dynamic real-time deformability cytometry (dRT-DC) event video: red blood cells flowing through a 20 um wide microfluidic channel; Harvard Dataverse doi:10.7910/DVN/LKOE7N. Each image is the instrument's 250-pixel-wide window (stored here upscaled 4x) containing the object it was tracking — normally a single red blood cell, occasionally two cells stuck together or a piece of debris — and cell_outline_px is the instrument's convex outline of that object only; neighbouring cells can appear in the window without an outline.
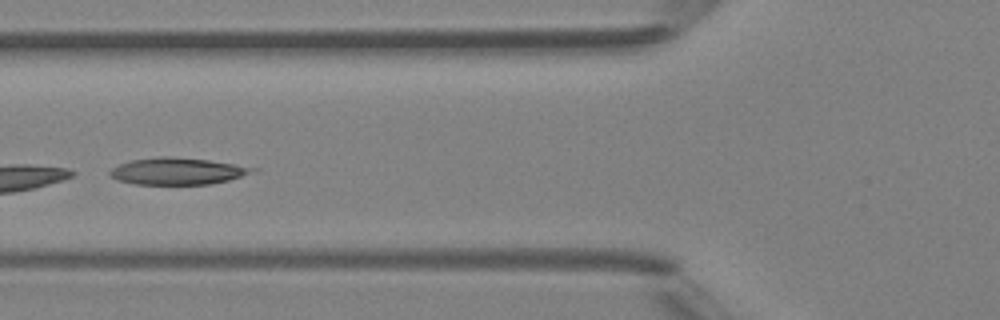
{"species": "Egyptian fruit bat (a non-hibernating species)", "species_latin": "Rousettus aegyptiacus", "temperature_condition": "room temperature", "stored_images_in_passage": 5, "camera_frame_rate_fps": 3000, "um_per_image_px": 0.085, "animal": {"sex": "female"}, "frame": {"image": 1, "passage_image": 5, "time_ms": 4.333, "image_size_px": [1000, 320], "cell_outline_px": [[260, 168], [256, 172], [228, 180], [212, 184], [136, 184], [120, 180], [112, 176], [108, 172], [112, 168], [120, 164], [132, 160], [160, 156], [168, 156], [208, 160]], "centroid_in_image_um": [15.14, 14.54], "position_along_channel_um": 110.7, "area_um2": 22.14}}